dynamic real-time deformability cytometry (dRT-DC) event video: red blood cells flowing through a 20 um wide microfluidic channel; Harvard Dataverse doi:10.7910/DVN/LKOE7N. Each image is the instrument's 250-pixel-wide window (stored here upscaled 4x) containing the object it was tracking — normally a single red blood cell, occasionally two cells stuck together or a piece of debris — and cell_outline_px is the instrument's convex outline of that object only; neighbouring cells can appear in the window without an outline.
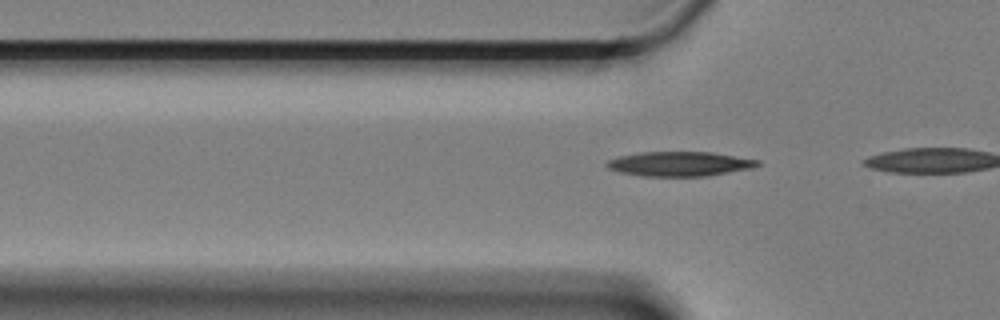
{"species": "Egyptian fruit bat (a non-hibernating species)", "species_latin": "Rousettus aegyptiacus", "temperature_condition": "cold", "stored_images_in_passage": 6, "camera_frame_rate_fps": 3000, "um_per_image_px": 0.085, "animal": {"sex": "female"}, "frame": {"image": 1, "passage_image": 3, "time_ms": 0.667, "image_size_px": [1000, 320], "cell_outline_px": [[760, 164], [752, 168], [708, 176], [640, 176], [620, 172], [608, 168], [604, 164], [608, 160], [616, 156], [640, 152], [712, 152], [760, 160]], "centroid_in_image_um": [57.74, 13.92], "position_along_channel_um": 68.1, "area_um2": 21.73}}